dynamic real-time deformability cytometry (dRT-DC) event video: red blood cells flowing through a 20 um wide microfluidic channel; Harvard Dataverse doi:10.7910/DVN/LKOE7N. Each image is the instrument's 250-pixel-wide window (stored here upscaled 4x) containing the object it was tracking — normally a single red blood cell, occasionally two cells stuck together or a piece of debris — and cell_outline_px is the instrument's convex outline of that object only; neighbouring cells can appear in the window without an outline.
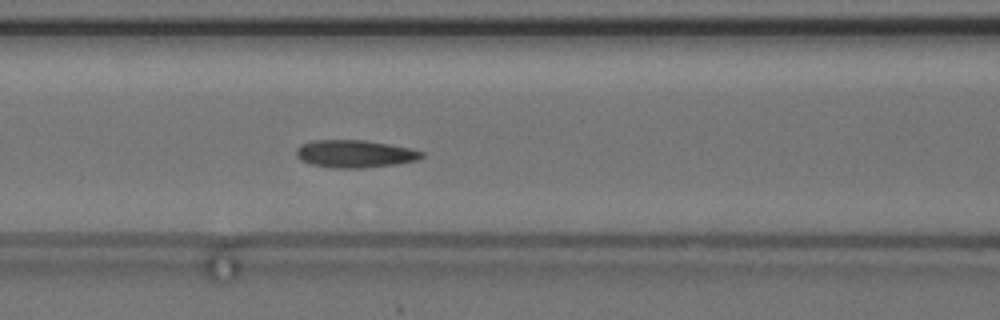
{"species": "common noctule bat (a hibernating species)", "species_latin": "Nyctalus noctula", "temperature_condition": "cold", "stored_images_in_passage": 39, "camera_frame_rate_fps": 3000, "um_per_image_px": 0.085, "animal": {"sex": "female", "body_mass_g": 24.6, "forearm_length_mm": 56.2}, "frame": {"image": 1, "passage_image": 12, "time_ms": 3.667, "image_size_px": [1000, 320], "cell_outline_px": [[424, 156], [416, 160], [396, 164], [364, 168], [332, 168], [312, 164], [300, 160], [296, 156], [296, 148], [300, 144], [312, 140], [364, 140], [388, 144], [408, 148], [424, 152]], "centroid_in_image_um": [30.12, 13.07], "position_along_channel_um": 136.5, "area_um2": 20.17}, "authors_computed_cell_mechanics": {"area_um2": 19.941, "velocity_mm_per_s": 3.6512, "shape_relaxation_time_tau1_ms": 4.7509, "shape_relaxation_time_tau2_ms": 1.987, "deformation_change_tau1": 0.1412, "deformation_change_tau2": 0.0787}}